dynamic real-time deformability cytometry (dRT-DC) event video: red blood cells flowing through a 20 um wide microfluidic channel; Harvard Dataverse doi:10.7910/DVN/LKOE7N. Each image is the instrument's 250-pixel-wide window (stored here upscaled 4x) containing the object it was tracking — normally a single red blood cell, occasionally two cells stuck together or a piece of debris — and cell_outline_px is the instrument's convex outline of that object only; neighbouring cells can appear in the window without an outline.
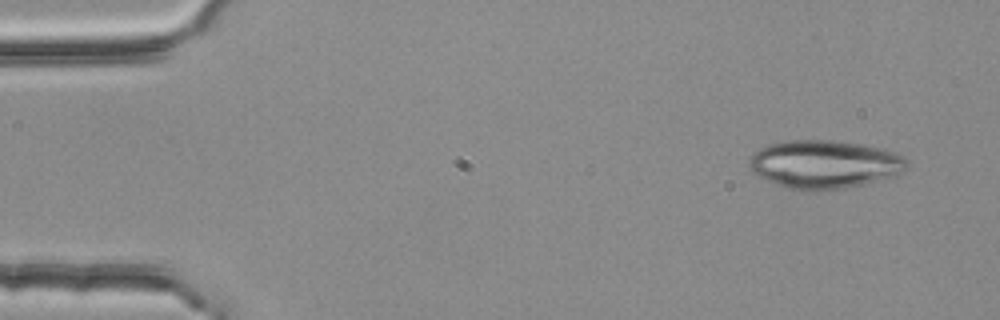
{"species": "common noctule bat (a hibernating species)", "species_latin": "Nyctalus noctula", "temperature_condition": "room temperature", "stored_images_in_passage": 4, "camera_frame_rate_fps": 3000, "um_per_image_px": 0.085, "animal": {"sex": "female", "body_mass_g": 25.1}, "frame": {"image": 1, "passage_image": 1, "time_ms": 0.0, "image_size_px": [1000, 320], "cell_outline_px": [[908, 168], [904, 172], [896, 176], [864, 184], [844, 188], [804, 192], [784, 188], [752, 172], [748, 168], [748, 164], [752, 152], [768, 144], [788, 140], [824, 140], [856, 144], [896, 152], [904, 156], [908, 160]], "centroid_in_image_um": [70.06, 13.99], "position_along_channel_um": 14.9, "area_um2": 44.68}}